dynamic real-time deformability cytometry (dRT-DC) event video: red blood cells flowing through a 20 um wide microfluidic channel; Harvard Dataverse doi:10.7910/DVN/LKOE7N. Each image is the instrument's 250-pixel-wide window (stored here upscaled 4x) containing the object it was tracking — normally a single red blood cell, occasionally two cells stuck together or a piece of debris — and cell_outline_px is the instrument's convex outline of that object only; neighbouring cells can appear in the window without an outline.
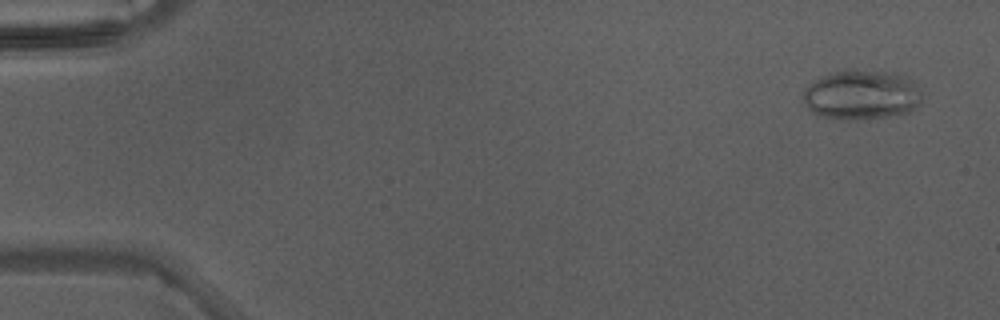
{"species": "Egyptian fruit bat (a non-hibernating species)", "species_latin": "Rousettus aegyptiacus", "temperature_condition": "warm", "stored_images_in_passage": 4, "camera_frame_rate_fps": 3000, "um_per_image_px": 0.085, "animal": {"sex": "male"}, "frame": {"image": 1, "passage_image": 1, "time_ms": 0.0, "image_size_px": [1000, 320], "cell_outline_px": [[924, 92], [920, 104], [916, 108], [908, 112], [884, 116], [820, 116], [812, 112], [804, 104], [804, 88], [812, 80], [828, 72], [896, 72], [908, 76]], "centroid_in_image_um": [73.28, 8.01], "position_along_channel_um": 11.7, "area_um2": 33.35}}